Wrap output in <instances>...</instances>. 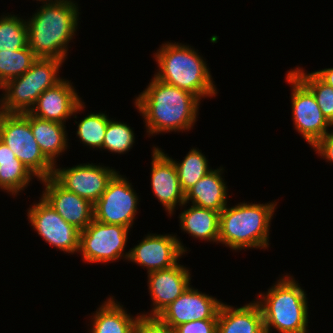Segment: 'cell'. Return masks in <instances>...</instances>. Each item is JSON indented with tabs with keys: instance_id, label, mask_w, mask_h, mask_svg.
<instances>
[{
	"instance_id": "11",
	"label": "cell",
	"mask_w": 333,
	"mask_h": 333,
	"mask_svg": "<svg viewBox=\"0 0 333 333\" xmlns=\"http://www.w3.org/2000/svg\"><path fill=\"white\" fill-rule=\"evenodd\" d=\"M27 220L34 231L51 247L64 253L79 251L80 230L67 223L41 196L29 205Z\"/></svg>"
},
{
	"instance_id": "26",
	"label": "cell",
	"mask_w": 333,
	"mask_h": 333,
	"mask_svg": "<svg viewBox=\"0 0 333 333\" xmlns=\"http://www.w3.org/2000/svg\"><path fill=\"white\" fill-rule=\"evenodd\" d=\"M27 46L26 20L18 14H2L0 16V51H15Z\"/></svg>"
},
{
	"instance_id": "3",
	"label": "cell",
	"mask_w": 333,
	"mask_h": 333,
	"mask_svg": "<svg viewBox=\"0 0 333 333\" xmlns=\"http://www.w3.org/2000/svg\"><path fill=\"white\" fill-rule=\"evenodd\" d=\"M190 45L164 42L153 54L157 62L154 76L167 84L194 94L200 101L218 94L205 58Z\"/></svg>"
},
{
	"instance_id": "30",
	"label": "cell",
	"mask_w": 333,
	"mask_h": 333,
	"mask_svg": "<svg viewBox=\"0 0 333 333\" xmlns=\"http://www.w3.org/2000/svg\"><path fill=\"white\" fill-rule=\"evenodd\" d=\"M134 143L135 133L133 128L127 123L111 118L107 124L101 150L115 154H126L132 149Z\"/></svg>"
},
{
	"instance_id": "8",
	"label": "cell",
	"mask_w": 333,
	"mask_h": 333,
	"mask_svg": "<svg viewBox=\"0 0 333 333\" xmlns=\"http://www.w3.org/2000/svg\"><path fill=\"white\" fill-rule=\"evenodd\" d=\"M130 229L121 225L98 222L95 219L80 231L79 251L84 263H113L128 259L126 252ZM129 232V233H128Z\"/></svg>"
},
{
	"instance_id": "28",
	"label": "cell",
	"mask_w": 333,
	"mask_h": 333,
	"mask_svg": "<svg viewBox=\"0 0 333 333\" xmlns=\"http://www.w3.org/2000/svg\"><path fill=\"white\" fill-rule=\"evenodd\" d=\"M108 116L109 114L103 112H91L81 118L80 121L75 120V124H77L76 135L80 143L84 144L83 146H88L89 149L101 150L107 124L111 119Z\"/></svg>"
},
{
	"instance_id": "5",
	"label": "cell",
	"mask_w": 333,
	"mask_h": 333,
	"mask_svg": "<svg viewBox=\"0 0 333 333\" xmlns=\"http://www.w3.org/2000/svg\"><path fill=\"white\" fill-rule=\"evenodd\" d=\"M283 274L254 300L259 304L265 333H308L309 305L306 291L293 275Z\"/></svg>"
},
{
	"instance_id": "10",
	"label": "cell",
	"mask_w": 333,
	"mask_h": 333,
	"mask_svg": "<svg viewBox=\"0 0 333 333\" xmlns=\"http://www.w3.org/2000/svg\"><path fill=\"white\" fill-rule=\"evenodd\" d=\"M285 80L291 84V119L294 129L312 147L333 125L323 115L313 93L290 70Z\"/></svg>"
},
{
	"instance_id": "9",
	"label": "cell",
	"mask_w": 333,
	"mask_h": 333,
	"mask_svg": "<svg viewBox=\"0 0 333 333\" xmlns=\"http://www.w3.org/2000/svg\"><path fill=\"white\" fill-rule=\"evenodd\" d=\"M131 182L118 172L108 183L101 197L93 204L98 222L133 227L138 214L139 196Z\"/></svg>"
},
{
	"instance_id": "27",
	"label": "cell",
	"mask_w": 333,
	"mask_h": 333,
	"mask_svg": "<svg viewBox=\"0 0 333 333\" xmlns=\"http://www.w3.org/2000/svg\"><path fill=\"white\" fill-rule=\"evenodd\" d=\"M37 58L29 46L15 51H0V87L8 80L23 75Z\"/></svg>"
},
{
	"instance_id": "32",
	"label": "cell",
	"mask_w": 333,
	"mask_h": 333,
	"mask_svg": "<svg viewBox=\"0 0 333 333\" xmlns=\"http://www.w3.org/2000/svg\"><path fill=\"white\" fill-rule=\"evenodd\" d=\"M175 333H217V319L195 320L174 328Z\"/></svg>"
},
{
	"instance_id": "6",
	"label": "cell",
	"mask_w": 333,
	"mask_h": 333,
	"mask_svg": "<svg viewBox=\"0 0 333 333\" xmlns=\"http://www.w3.org/2000/svg\"><path fill=\"white\" fill-rule=\"evenodd\" d=\"M64 61L56 58H37L23 75L8 80L0 95V111L8 114L30 112L38 97L63 78L59 70Z\"/></svg>"
},
{
	"instance_id": "16",
	"label": "cell",
	"mask_w": 333,
	"mask_h": 333,
	"mask_svg": "<svg viewBox=\"0 0 333 333\" xmlns=\"http://www.w3.org/2000/svg\"><path fill=\"white\" fill-rule=\"evenodd\" d=\"M73 86V82L62 79L53 87L45 90L36 100L30 114L44 120L66 124V120L85 109V102Z\"/></svg>"
},
{
	"instance_id": "17",
	"label": "cell",
	"mask_w": 333,
	"mask_h": 333,
	"mask_svg": "<svg viewBox=\"0 0 333 333\" xmlns=\"http://www.w3.org/2000/svg\"><path fill=\"white\" fill-rule=\"evenodd\" d=\"M190 268L176 265L147 274V287L152 305L149 312L140 313L143 316L157 317L168 305L179 297L191 284Z\"/></svg>"
},
{
	"instance_id": "23",
	"label": "cell",
	"mask_w": 333,
	"mask_h": 333,
	"mask_svg": "<svg viewBox=\"0 0 333 333\" xmlns=\"http://www.w3.org/2000/svg\"><path fill=\"white\" fill-rule=\"evenodd\" d=\"M30 126L33 136L44 156L55 166L58 157L69 148L68 133L65 124L44 120L30 114Z\"/></svg>"
},
{
	"instance_id": "18",
	"label": "cell",
	"mask_w": 333,
	"mask_h": 333,
	"mask_svg": "<svg viewBox=\"0 0 333 333\" xmlns=\"http://www.w3.org/2000/svg\"><path fill=\"white\" fill-rule=\"evenodd\" d=\"M43 184L40 195L67 223L80 231L94 219L93 204L66 190L53 177L39 180Z\"/></svg>"
},
{
	"instance_id": "25",
	"label": "cell",
	"mask_w": 333,
	"mask_h": 333,
	"mask_svg": "<svg viewBox=\"0 0 333 333\" xmlns=\"http://www.w3.org/2000/svg\"><path fill=\"white\" fill-rule=\"evenodd\" d=\"M177 169L180 185L184 193L212 170L209 160L199 148H191L182 161L170 157Z\"/></svg>"
},
{
	"instance_id": "31",
	"label": "cell",
	"mask_w": 333,
	"mask_h": 333,
	"mask_svg": "<svg viewBox=\"0 0 333 333\" xmlns=\"http://www.w3.org/2000/svg\"><path fill=\"white\" fill-rule=\"evenodd\" d=\"M134 333H175V331L158 317L140 315L135 324Z\"/></svg>"
},
{
	"instance_id": "21",
	"label": "cell",
	"mask_w": 333,
	"mask_h": 333,
	"mask_svg": "<svg viewBox=\"0 0 333 333\" xmlns=\"http://www.w3.org/2000/svg\"><path fill=\"white\" fill-rule=\"evenodd\" d=\"M114 296L106 298L91 315L89 333H134L141 314L133 317Z\"/></svg>"
},
{
	"instance_id": "7",
	"label": "cell",
	"mask_w": 333,
	"mask_h": 333,
	"mask_svg": "<svg viewBox=\"0 0 333 333\" xmlns=\"http://www.w3.org/2000/svg\"><path fill=\"white\" fill-rule=\"evenodd\" d=\"M0 140L38 181L53 176L54 165L44 156L33 136L29 112L8 114L0 111Z\"/></svg>"
},
{
	"instance_id": "1",
	"label": "cell",
	"mask_w": 333,
	"mask_h": 333,
	"mask_svg": "<svg viewBox=\"0 0 333 333\" xmlns=\"http://www.w3.org/2000/svg\"><path fill=\"white\" fill-rule=\"evenodd\" d=\"M135 98L134 105L144 119L148 137L186 133L197 122L201 101L194 94L158 80L154 75Z\"/></svg>"
},
{
	"instance_id": "13",
	"label": "cell",
	"mask_w": 333,
	"mask_h": 333,
	"mask_svg": "<svg viewBox=\"0 0 333 333\" xmlns=\"http://www.w3.org/2000/svg\"><path fill=\"white\" fill-rule=\"evenodd\" d=\"M129 249L127 261L147 270V274L176 265L188 253L177 234L148 233Z\"/></svg>"
},
{
	"instance_id": "34",
	"label": "cell",
	"mask_w": 333,
	"mask_h": 333,
	"mask_svg": "<svg viewBox=\"0 0 333 333\" xmlns=\"http://www.w3.org/2000/svg\"><path fill=\"white\" fill-rule=\"evenodd\" d=\"M314 73L327 85L331 86L333 88V67L332 68H324L317 71H314Z\"/></svg>"
},
{
	"instance_id": "22",
	"label": "cell",
	"mask_w": 333,
	"mask_h": 333,
	"mask_svg": "<svg viewBox=\"0 0 333 333\" xmlns=\"http://www.w3.org/2000/svg\"><path fill=\"white\" fill-rule=\"evenodd\" d=\"M188 205L190 207L186 208ZM188 205L184 203L180 207H184V210L178 216L180 229L189 236L191 235L195 240L218 244L220 212Z\"/></svg>"
},
{
	"instance_id": "2",
	"label": "cell",
	"mask_w": 333,
	"mask_h": 333,
	"mask_svg": "<svg viewBox=\"0 0 333 333\" xmlns=\"http://www.w3.org/2000/svg\"><path fill=\"white\" fill-rule=\"evenodd\" d=\"M26 19L28 46L38 58L66 61L71 40L79 24V7L74 0H45Z\"/></svg>"
},
{
	"instance_id": "4",
	"label": "cell",
	"mask_w": 333,
	"mask_h": 333,
	"mask_svg": "<svg viewBox=\"0 0 333 333\" xmlns=\"http://www.w3.org/2000/svg\"><path fill=\"white\" fill-rule=\"evenodd\" d=\"M278 202H240L228 204L220 212L219 244L237 252L242 249H267L270 227Z\"/></svg>"
},
{
	"instance_id": "29",
	"label": "cell",
	"mask_w": 333,
	"mask_h": 333,
	"mask_svg": "<svg viewBox=\"0 0 333 333\" xmlns=\"http://www.w3.org/2000/svg\"><path fill=\"white\" fill-rule=\"evenodd\" d=\"M290 71L313 93L323 115L333 125V88L314 72H305L303 67L296 66Z\"/></svg>"
},
{
	"instance_id": "24",
	"label": "cell",
	"mask_w": 333,
	"mask_h": 333,
	"mask_svg": "<svg viewBox=\"0 0 333 333\" xmlns=\"http://www.w3.org/2000/svg\"><path fill=\"white\" fill-rule=\"evenodd\" d=\"M34 175L0 140V189L10 196L20 195L34 180Z\"/></svg>"
},
{
	"instance_id": "15",
	"label": "cell",
	"mask_w": 333,
	"mask_h": 333,
	"mask_svg": "<svg viewBox=\"0 0 333 333\" xmlns=\"http://www.w3.org/2000/svg\"><path fill=\"white\" fill-rule=\"evenodd\" d=\"M152 147L151 189L153 195L163 206L168 216L185 203V193L181 188L178 173L173 160L162 148Z\"/></svg>"
},
{
	"instance_id": "20",
	"label": "cell",
	"mask_w": 333,
	"mask_h": 333,
	"mask_svg": "<svg viewBox=\"0 0 333 333\" xmlns=\"http://www.w3.org/2000/svg\"><path fill=\"white\" fill-rule=\"evenodd\" d=\"M217 333H265L259 304L253 300L236 308L222 303L218 312Z\"/></svg>"
},
{
	"instance_id": "33",
	"label": "cell",
	"mask_w": 333,
	"mask_h": 333,
	"mask_svg": "<svg viewBox=\"0 0 333 333\" xmlns=\"http://www.w3.org/2000/svg\"><path fill=\"white\" fill-rule=\"evenodd\" d=\"M314 152L330 164L333 163V129L319 139L312 147Z\"/></svg>"
},
{
	"instance_id": "14",
	"label": "cell",
	"mask_w": 333,
	"mask_h": 333,
	"mask_svg": "<svg viewBox=\"0 0 333 333\" xmlns=\"http://www.w3.org/2000/svg\"><path fill=\"white\" fill-rule=\"evenodd\" d=\"M222 303L212 295L202 293L190 285L157 317L174 329L183 323L195 320L218 319Z\"/></svg>"
},
{
	"instance_id": "19",
	"label": "cell",
	"mask_w": 333,
	"mask_h": 333,
	"mask_svg": "<svg viewBox=\"0 0 333 333\" xmlns=\"http://www.w3.org/2000/svg\"><path fill=\"white\" fill-rule=\"evenodd\" d=\"M224 170L220 166L208 172L185 192V203L221 212L228 205V198L231 196L223 178Z\"/></svg>"
},
{
	"instance_id": "12",
	"label": "cell",
	"mask_w": 333,
	"mask_h": 333,
	"mask_svg": "<svg viewBox=\"0 0 333 333\" xmlns=\"http://www.w3.org/2000/svg\"><path fill=\"white\" fill-rule=\"evenodd\" d=\"M118 172L100 163L87 162L64 168L56 164L52 177L66 190L94 204Z\"/></svg>"
}]
</instances>
